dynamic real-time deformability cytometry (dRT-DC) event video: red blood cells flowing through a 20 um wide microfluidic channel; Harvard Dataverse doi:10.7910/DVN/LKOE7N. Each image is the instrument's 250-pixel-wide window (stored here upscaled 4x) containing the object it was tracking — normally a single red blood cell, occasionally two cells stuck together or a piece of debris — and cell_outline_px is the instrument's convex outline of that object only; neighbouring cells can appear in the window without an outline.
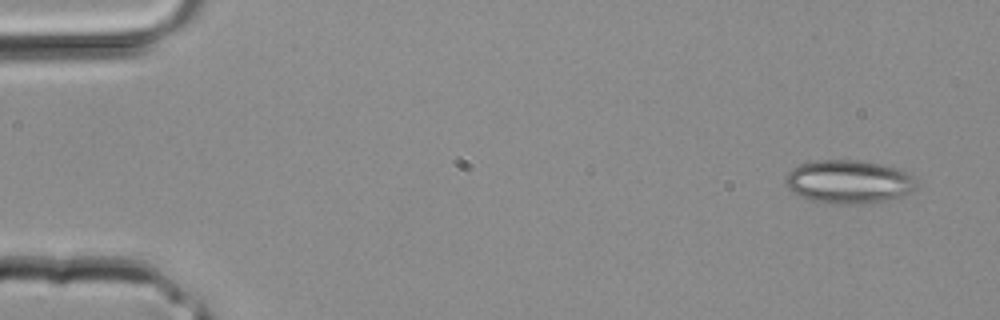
{"species": "common noctule bat (a hibernating species)", "species_latin": "Nyctalus noctula", "temperature_condition": "room temperature", "stored_images_in_passage": 3, "camera_frame_rate_fps": 3000, "um_per_image_px": 0.085, "animal": {"sex": "male", "body_mass_g": 20.4}, "frame": {"image": 1, "passage_image": 1, "time_ms": 0.0, "image_size_px": [1000, 320], "cell_outline_px": [[916, 188], [912, 192], [900, 196], [884, 200], [852, 204], [836, 204], [812, 200], [800, 196], [792, 192], [784, 184], [784, 180], [788, 172], [792, 168], [800, 164], [816, 160], [860, 160], [900, 168], [908, 172], [916, 180]], "centroid_in_image_um": [72.13, 15.43], "position_along_channel_um": 12.9, "area_um2": 33.18}}